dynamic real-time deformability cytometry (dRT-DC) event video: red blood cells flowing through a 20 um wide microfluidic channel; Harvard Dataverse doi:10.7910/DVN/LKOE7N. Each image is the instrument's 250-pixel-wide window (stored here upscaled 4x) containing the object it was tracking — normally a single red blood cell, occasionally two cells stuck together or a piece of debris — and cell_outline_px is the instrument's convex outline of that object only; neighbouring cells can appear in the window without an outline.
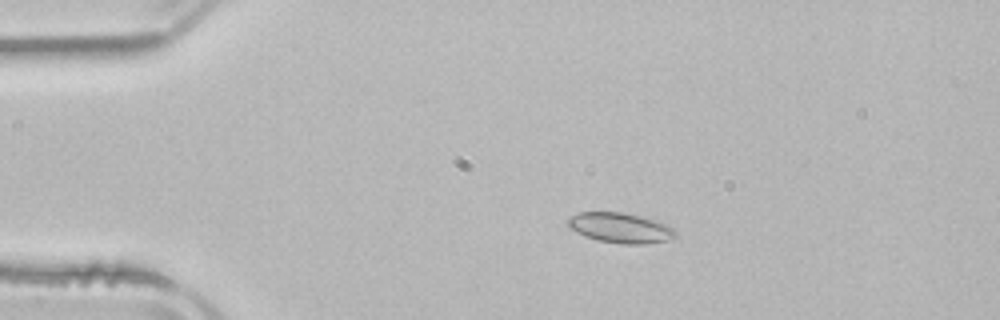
{"species": "common noctule bat (a hibernating species)", "species_latin": "Nyctalus noctula", "temperature_condition": "room temperature", "stored_images_in_passage": 3, "camera_frame_rate_fps": 3000, "um_per_image_px": 0.085, "animal": {"sex": "male", "body_mass_g": 21.5, "forearm_length_mm": 52.0}, "frame": {"image": 1, "passage_image": 1, "time_ms": 0.0, "image_size_px": [1000, 320], "cell_outline_px": [[676, 236], [664, 240], [644, 244], [620, 244], [600, 240], [584, 236], [576, 232], [568, 224], [568, 220], [572, 216], [580, 212], [624, 212], [656, 220], [668, 224], [676, 232]], "centroid_in_image_um": [52.75, 19.36], "position_along_channel_um": 32.3, "area_um2": 18.67}}
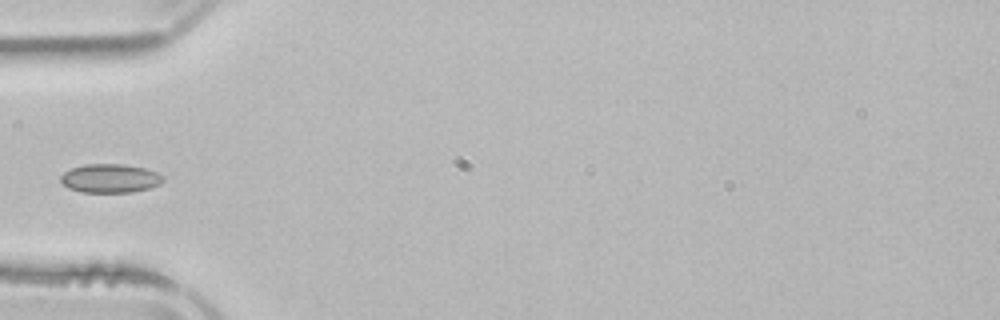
{"frame": {"image": 2, "passage_image": 3, "time_ms": 2.333, "image_size_px": [1000, 320], "cell_outline_px": [[164, 180], [160, 184], [148, 188], [132, 192], [80, 192], [68, 188], [60, 180], [60, 176], [64, 172], [72, 168], [84, 164], [124, 164], [144, 168], [156, 172], [164, 176]], "centroid_in_image_um": [9.35, 15.16], "position_along_channel_um": 75.6, "area_um2": 17.17}}